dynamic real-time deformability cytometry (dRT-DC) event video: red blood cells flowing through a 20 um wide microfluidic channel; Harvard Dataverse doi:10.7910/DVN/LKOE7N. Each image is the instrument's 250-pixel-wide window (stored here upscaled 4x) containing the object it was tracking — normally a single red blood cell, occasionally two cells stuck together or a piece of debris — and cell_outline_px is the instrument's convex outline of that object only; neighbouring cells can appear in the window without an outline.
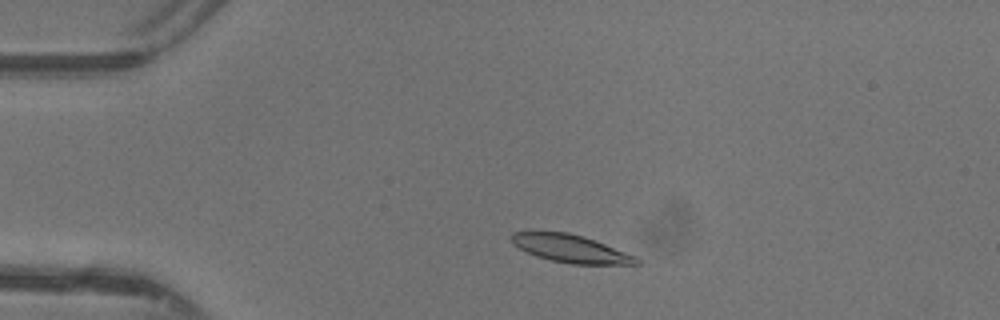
{"species": "common noctule bat (a hibernating species)", "species_latin": "Nyctalus noctula", "temperature_condition": "warm", "stored_images_in_passage": 43, "camera_frame_rate_fps": 3000, "um_per_image_px": 0.085, "animal": {"sex": "female"}, "frame": {"image": 1, "passage_image": 6, "time_ms": 1.667, "image_size_px": [1000, 320], "cell_outline_px": [[640, 264], [572, 264], [552, 260], [536, 256], [512, 244], [508, 236], [512, 232], [568, 232], [584, 236], [636, 256], [640, 260]], "centroid_in_image_um": [48.49, 21.13], "position_along_channel_um": 36.5, "area_um2": 20.11}}
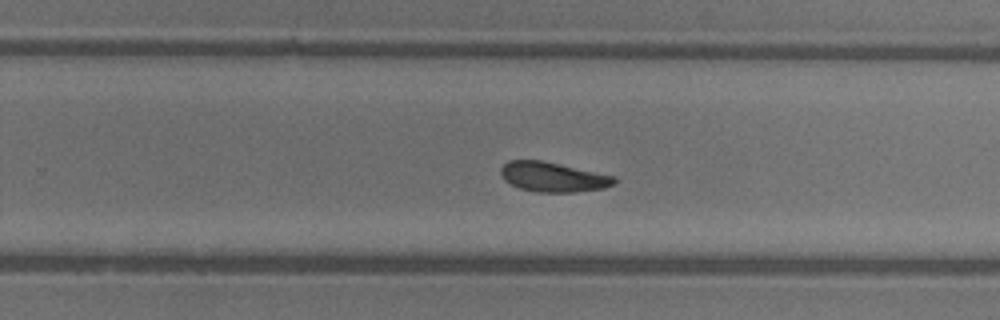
{"frame": {"image": 2, "passage_image": 26, "time_ms": 8.333, "image_size_px": [1000, 320], "cell_outline_px": [[616, 184], [604, 188], [576, 192], [536, 192], [520, 188], [504, 180], [500, 176], [500, 168], [508, 160], [540, 160], [616, 176]], "centroid_in_image_um": [47.0, 15.04], "position_along_channel_um": 282.8, "area_um2": 19.71}}
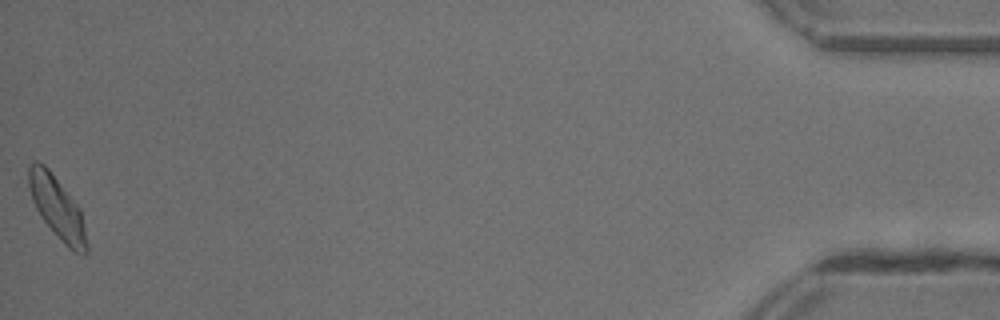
{"frame": {"image": 3, "passage_image": 43, "time_ms": 14.0, "image_size_px": [1000, 320], "cell_outline_px": [[88, 252], [84, 256], [72, 252], [64, 244], [40, 216], [32, 200], [28, 188], [28, 168], [32, 160], [36, 160], [44, 164], [48, 168], [80, 208], [88, 244]], "centroid_in_image_um": [4.86, 17.67], "position_along_channel_um": 430.3, "area_um2": 21.15}, "authors_computed_cell_mechanics": {"area_um2": 20.2878, "velocity_mm_per_s": 4.3615, "shape_relaxation_time_tau1_ms": 2.5411, "shape_relaxation_time_tau2_ms": 9.1845, "deformation_change_tau1": 0.12, "deformation_change_tau2": 0.1938}}